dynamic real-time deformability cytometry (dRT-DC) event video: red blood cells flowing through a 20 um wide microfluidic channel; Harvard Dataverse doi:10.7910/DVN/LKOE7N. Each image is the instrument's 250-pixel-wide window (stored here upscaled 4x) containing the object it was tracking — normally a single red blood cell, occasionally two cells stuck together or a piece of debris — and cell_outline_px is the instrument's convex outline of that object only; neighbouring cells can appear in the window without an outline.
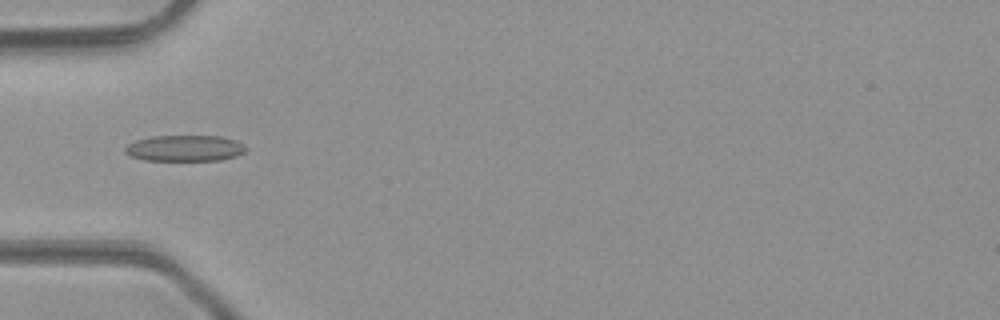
{"species": "common noctule bat (a hibernating species)", "species_latin": "Nyctalus noctula", "temperature_condition": "room temperature", "stored_images_in_passage": 26, "camera_frame_rate_fps": 3000, "um_per_image_px": 0.085, "animal": {"sex": "male", "body_mass_g": 23.1, "forearm_length_mm": 52.7}, "frame": {"image": 1, "passage_image": 1, "time_ms": 0.0, "image_size_px": [1000, 320], "cell_outline_px": [[248, 148], [244, 152], [236, 156], [220, 160], [144, 160], [132, 156], [124, 152], [124, 148], [128, 144], [136, 140], [152, 136], [220, 136], [236, 140]], "centroid_in_image_um": [15.71, 12.59], "position_along_channel_um": 69.3, "area_um2": 18.32}}
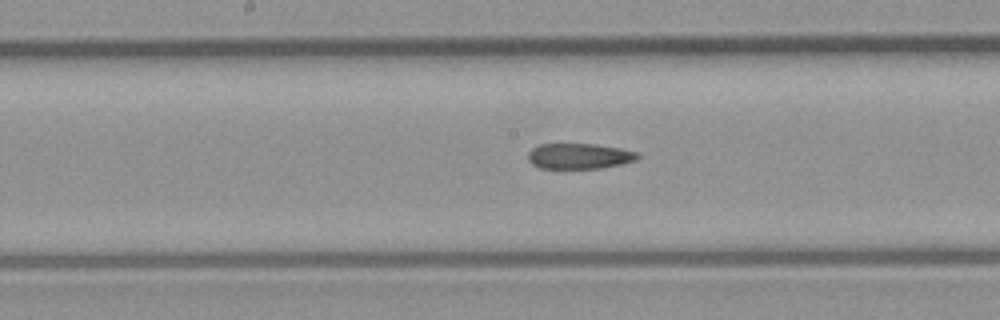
{"frame": {"image": 2, "passage_image": 10, "time_ms": 3.0, "image_size_px": [1000, 320], "cell_outline_px": [[640, 156], [636, 160], [620, 164], [600, 168], [540, 168], [532, 164], [528, 160], [528, 152], [532, 148], [540, 144], [596, 144], [620, 148], [636, 152]], "centroid_in_image_um": [49.21, 13.26], "position_along_channel_um": 199.0, "area_um2": 16.24}}
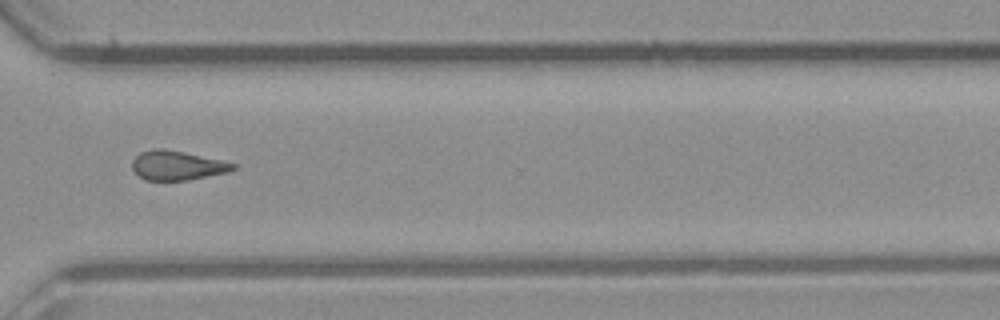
{"frame": {"image": 3, "passage_image": 21, "time_ms": 6.667, "image_size_px": [1000, 320], "cell_outline_px": [[236, 168], [228, 172], [188, 180], [144, 180], [132, 168], [132, 160], [140, 152], [152, 148], [164, 148], [224, 160], [236, 164]], "centroid_in_image_um": [15.07, 14.05], "position_along_channel_um": 355.5, "area_um2": 17.34}, "authors_computed_cell_mechanics": {"area_um2": 17.4267, "velocity_mm_per_s": 4.2792, "shape_relaxation_time_tau1_ms": null, "shape_relaxation_time_tau2_ms": 5.4182, "deformation_change_tau1": null, "deformation_change_tau2": 0.1444}}